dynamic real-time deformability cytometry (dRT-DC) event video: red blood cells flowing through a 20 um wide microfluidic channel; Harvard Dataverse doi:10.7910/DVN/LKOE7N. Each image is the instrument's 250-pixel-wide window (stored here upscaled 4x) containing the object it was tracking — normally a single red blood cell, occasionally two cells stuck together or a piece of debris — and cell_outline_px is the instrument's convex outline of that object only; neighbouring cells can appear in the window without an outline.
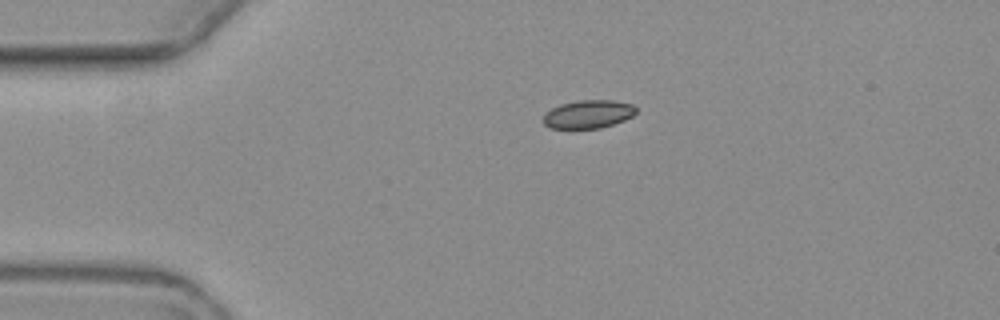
{"species": "common noctule bat (a hibernating species)", "species_latin": "Nyctalus noctula", "temperature_condition": "warm", "stored_images_in_passage": 2, "camera_frame_rate_fps": 3000, "um_per_image_px": 0.085, "animal": {"sex": "female", "body_mass_g": 19.3, "forearm_length_mm": 54.1}, "frame": {"image": 1, "passage_image": 1, "time_ms": 0.0, "image_size_px": [1000, 320], "cell_outline_px": [[636, 112], [632, 116], [624, 120], [600, 128], [552, 128], [544, 124], [544, 116], [552, 108], [560, 104], [580, 100], [612, 100], [632, 104], [636, 108]], "centroid_in_image_um": [50.02, 9.7], "position_along_channel_um": 35.0, "area_um2": 15.03}}